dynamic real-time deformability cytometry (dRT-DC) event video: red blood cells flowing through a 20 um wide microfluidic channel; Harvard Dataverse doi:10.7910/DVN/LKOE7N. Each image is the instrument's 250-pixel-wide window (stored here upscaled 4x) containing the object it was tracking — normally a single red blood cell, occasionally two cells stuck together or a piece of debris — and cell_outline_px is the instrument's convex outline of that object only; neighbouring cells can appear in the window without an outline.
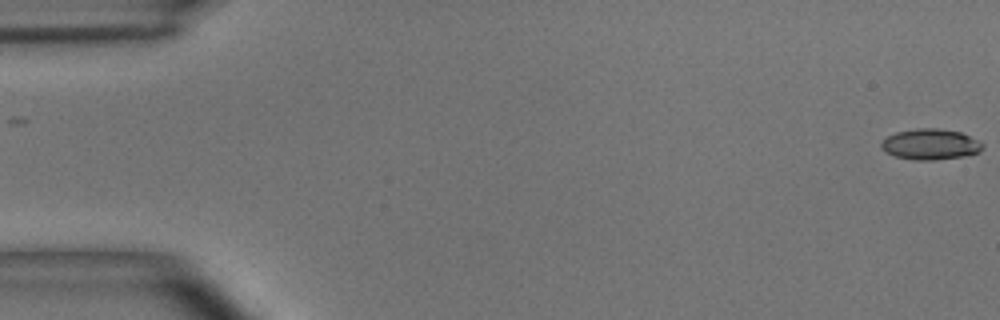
{"species": "common noctule bat (a hibernating species)", "species_latin": "Nyctalus noctula", "temperature_condition": "room temperature", "stored_images_in_passage": 2, "camera_frame_rate_fps": 3000, "um_per_image_px": 0.085, "animal": {"sex": "male", "body_mass_g": 15.6}, "frame": {"image": 1, "passage_image": 2, "time_ms": 0.333, "image_size_px": [1000, 320], "cell_outline_px": [[984, 148], [980, 152], [964, 156], [932, 160], [912, 160], [896, 156], [884, 152], [880, 148], [880, 144], [888, 136], [896, 132], [916, 128], [940, 128], [960, 132], [984, 144]], "centroid_in_image_um": [79.07, 12.27], "position_along_channel_um": 5.9, "area_um2": 18.21}}